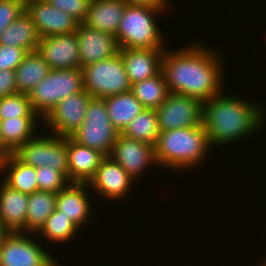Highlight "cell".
Wrapping results in <instances>:
<instances>
[{
	"label": "cell",
	"instance_id": "cell-25",
	"mask_svg": "<svg viewBox=\"0 0 266 266\" xmlns=\"http://www.w3.org/2000/svg\"><path fill=\"white\" fill-rule=\"evenodd\" d=\"M112 125L122 134L132 119L145 108L131 91L104 98Z\"/></svg>",
	"mask_w": 266,
	"mask_h": 266
},
{
	"label": "cell",
	"instance_id": "cell-23",
	"mask_svg": "<svg viewBox=\"0 0 266 266\" xmlns=\"http://www.w3.org/2000/svg\"><path fill=\"white\" fill-rule=\"evenodd\" d=\"M41 122L40 117H14L0 120L3 146L13 154L39 132L37 126L41 125Z\"/></svg>",
	"mask_w": 266,
	"mask_h": 266
},
{
	"label": "cell",
	"instance_id": "cell-19",
	"mask_svg": "<svg viewBox=\"0 0 266 266\" xmlns=\"http://www.w3.org/2000/svg\"><path fill=\"white\" fill-rule=\"evenodd\" d=\"M66 145L69 162L68 180L70 183L88 184L106 156L95 149L80 145L71 137L66 138Z\"/></svg>",
	"mask_w": 266,
	"mask_h": 266
},
{
	"label": "cell",
	"instance_id": "cell-29",
	"mask_svg": "<svg viewBox=\"0 0 266 266\" xmlns=\"http://www.w3.org/2000/svg\"><path fill=\"white\" fill-rule=\"evenodd\" d=\"M79 231L81 230L72 222L71 218L66 217L56 208L36 235H39L37 237L39 239L45 237L44 242L57 243V245L60 242L61 245V243L67 244V242L74 240Z\"/></svg>",
	"mask_w": 266,
	"mask_h": 266
},
{
	"label": "cell",
	"instance_id": "cell-39",
	"mask_svg": "<svg viewBox=\"0 0 266 266\" xmlns=\"http://www.w3.org/2000/svg\"><path fill=\"white\" fill-rule=\"evenodd\" d=\"M9 154H11L4 146L1 139V131H0V161L6 158Z\"/></svg>",
	"mask_w": 266,
	"mask_h": 266
},
{
	"label": "cell",
	"instance_id": "cell-30",
	"mask_svg": "<svg viewBox=\"0 0 266 266\" xmlns=\"http://www.w3.org/2000/svg\"><path fill=\"white\" fill-rule=\"evenodd\" d=\"M159 134L157 114L153 109H144L132 119L122 133L127 138L146 142L152 146L156 145Z\"/></svg>",
	"mask_w": 266,
	"mask_h": 266
},
{
	"label": "cell",
	"instance_id": "cell-2",
	"mask_svg": "<svg viewBox=\"0 0 266 266\" xmlns=\"http://www.w3.org/2000/svg\"><path fill=\"white\" fill-rule=\"evenodd\" d=\"M225 93L223 90L202 104V126L213 150L254 136L266 123L265 106Z\"/></svg>",
	"mask_w": 266,
	"mask_h": 266
},
{
	"label": "cell",
	"instance_id": "cell-31",
	"mask_svg": "<svg viewBox=\"0 0 266 266\" xmlns=\"http://www.w3.org/2000/svg\"><path fill=\"white\" fill-rule=\"evenodd\" d=\"M14 117H39L33 111L27 94L15 93L0 98V120Z\"/></svg>",
	"mask_w": 266,
	"mask_h": 266
},
{
	"label": "cell",
	"instance_id": "cell-12",
	"mask_svg": "<svg viewBox=\"0 0 266 266\" xmlns=\"http://www.w3.org/2000/svg\"><path fill=\"white\" fill-rule=\"evenodd\" d=\"M134 183L137 184L121 165L110 156H106L89 181L88 188L99 194L102 199L116 203V201L122 202L131 194Z\"/></svg>",
	"mask_w": 266,
	"mask_h": 266
},
{
	"label": "cell",
	"instance_id": "cell-13",
	"mask_svg": "<svg viewBox=\"0 0 266 266\" xmlns=\"http://www.w3.org/2000/svg\"><path fill=\"white\" fill-rule=\"evenodd\" d=\"M110 157L121 165L136 182L138 178L144 176L149 167H158L154 146L127 138L122 134H119L114 143Z\"/></svg>",
	"mask_w": 266,
	"mask_h": 266
},
{
	"label": "cell",
	"instance_id": "cell-18",
	"mask_svg": "<svg viewBox=\"0 0 266 266\" xmlns=\"http://www.w3.org/2000/svg\"><path fill=\"white\" fill-rule=\"evenodd\" d=\"M130 83L152 78L162 71L165 49H119Z\"/></svg>",
	"mask_w": 266,
	"mask_h": 266
},
{
	"label": "cell",
	"instance_id": "cell-22",
	"mask_svg": "<svg viewBox=\"0 0 266 266\" xmlns=\"http://www.w3.org/2000/svg\"><path fill=\"white\" fill-rule=\"evenodd\" d=\"M0 178L12 189L30 195L38 191L36 169L9 154L0 161Z\"/></svg>",
	"mask_w": 266,
	"mask_h": 266
},
{
	"label": "cell",
	"instance_id": "cell-34",
	"mask_svg": "<svg viewBox=\"0 0 266 266\" xmlns=\"http://www.w3.org/2000/svg\"><path fill=\"white\" fill-rule=\"evenodd\" d=\"M25 10V0H0V36Z\"/></svg>",
	"mask_w": 266,
	"mask_h": 266
},
{
	"label": "cell",
	"instance_id": "cell-21",
	"mask_svg": "<svg viewBox=\"0 0 266 266\" xmlns=\"http://www.w3.org/2000/svg\"><path fill=\"white\" fill-rule=\"evenodd\" d=\"M126 0H91L87 18L88 27L116 35L127 6Z\"/></svg>",
	"mask_w": 266,
	"mask_h": 266
},
{
	"label": "cell",
	"instance_id": "cell-7",
	"mask_svg": "<svg viewBox=\"0 0 266 266\" xmlns=\"http://www.w3.org/2000/svg\"><path fill=\"white\" fill-rule=\"evenodd\" d=\"M85 90L94 98H106L131 91L120 52L81 68Z\"/></svg>",
	"mask_w": 266,
	"mask_h": 266
},
{
	"label": "cell",
	"instance_id": "cell-40",
	"mask_svg": "<svg viewBox=\"0 0 266 266\" xmlns=\"http://www.w3.org/2000/svg\"><path fill=\"white\" fill-rule=\"evenodd\" d=\"M262 261V262H261ZM260 262L259 264L263 265V266H266V258H264V261L260 259Z\"/></svg>",
	"mask_w": 266,
	"mask_h": 266
},
{
	"label": "cell",
	"instance_id": "cell-11",
	"mask_svg": "<svg viewBox=\"0 0 266 266\" xmlns=\"http://www.w3.org/2000/svg\"><path fill=\"white\" fill-rule=\"evenodd\" d=\"M202 104L196 98L170 92L155 110L160 132L202 125Z\"/></svg>",
	"mask_w": 266,
	"mask_h": 266
},
{
	"label": "cell",
	"instance_id": "cell-24",
	"mask_svg": "<svg viewBox=\"0 0 266 266\" xmlns=\"http://www.w3.org/2000/svg\"><path fill=\"white\" fill-rule=\"evenodd\" d=\"M40 36L31 16L24 10L0 36V45L16 46L27 52L37 51Z\"/></svg>",
	"mask_w": 266,
	"mask_h": 266
},
{
	"label": "cell",
	"instance_id": "cell-16",
	"mask_svg": "<svg viewBox=\"0 0 266 266\" xmlns=\"http://www.w3.org/2000/svg\"><path fill=\"white\" fill-rule=\"evenodd\" d=\"M81 68L119 52L116 36L79 23L76 30Z\"/></svg>",
	"mask_w": 266,
	"mask_h": 266
},
{
	"label": "cell",
	"instance_id": "cell-38",
	"mask_svg": "<svg viewBox=\"0 0 266 266\" xmlns=\"http://www.w3.org/2000/svg\"><path fill=\"white\" fill-rule=\"evenodd\" d=\"M11 231L0 221V250L2 248L3 242L6 238V236L10 233Z\"/></svg>",
	"mask_w": 266,
	"mask_h": 266
},
{
	"label": "cell",
	"instance_id": "cell-26",
	"mask_svg": "<svg viewBox=\"0 0 266 266\" xmlns=\"http://www.w3.org/2000/svg\"><path fill=\"white\" fill-rule=\"evenodd\" d=\"M50 67L38 51L28 52L15 69V82L18 93L29 94L35 85L50 72Z\"/></svg>",
	"mask_w": 266,
	"mask_h": 266
},
{
	"label": "cell",
	"instance_id": "cell-5",
	"mask_svg": "<svg viewBox=\"0 0 266 266\" xmlns=\"http://www.w3.org/2000/svg\"><path fill=\"white\" fill-rule=\"evenodd\" d=\"M83 90L85 88L81 68L50 70L28 96L33 111L43 120L59 102Z\"/></svg>",
	"mask_w": 266,
	"mask_h": 266
},
{
	"label": "cell",
	"instance_id": "cell-8",
	"mask_svg": "<svg viewBox=\"0 0 266 266\" xmlns=\"http://www.w3.org/2000/svg\"><path fill=\"white\" fill-rule=\"evenodd\" d=\"M40 131H42V135ZM40 131L19 147L13 155L22 163L35 169L50 166L68 178L69 162L66 138L53 133L49 134L47 131L44 133L43 130Z\"/></svg>",
	"mask_w": 266,
	"mask_h": 266
},
{
	"label": "cell",
	"instance_id": "cell-17",
	"mask_svg": "<svg viewBox=\"0 0 266 266\" xmlns=\"http://www.w3.org/2000/svg\"><path fill=\"white\" fill-rule=\"evenodd\" d=\"M87 187L89 186L86 183H69L57 193L56 208L66 217H70L80 230L85 224L89 226L87 223L90 224L94 215L92 198L89 197L91 193L87 191L90 190Z\"/></svg>",
	"mask_w": 266,
	"mask_h": 266
},
{
	"label": "cell",
	"instance_id": "cell-1",
	"mask_svg": "<svg viewBox=\"0 0 266 266\" xmlns=\"http://www.w3.org/2000/svg\"><path fill=\"white\" fill-rule=\"evenodd\" d=\"M216 51L214 47L193 41L182 48H166L162 73L169 92L205 102L225 90L226 62L222 61V53Z\"/></svg>",
	"mask_w": 266,
	"mask_h": 266
},
{
	"label": "cell",
	"instance_id": "cell-10",
	"mask_svg": "<svg viewBox=\"0 0 266 266\" xmlns=\"http://www.w3.org/2000/svg\"><path fill=\"white\" fill-rule=\"evenodd\" d=\"M91 98L92 96L83 90L59 102L42 120V126H46L44 131L48 130V133L65 138L71 137L84 122Z\"/></svg>",
	"mask_w": 266,
	"mask_h": 266
},
{
	"label": "cell",
	"instance_id": "cell-20",
	"mask_svg": "<svg viewBox=\"0 0 266 266\" xmlns=\"http://www.w3.org/2000/svg\"><path fill=\"white\" fill-rule=\"evenodd\" d=\"M28 195L12 189L0 178V221L11 232H25Z\"/></svg>",
	"mask_w": 266,
	"mask_h": 266
},
{
	"label": "cell",
	"instance_id": "cell-9",
	"mask_svg": "<svg viewBox=\"0 0 266 266\" xmlns=\"http://www.w3.org/2000/svg\"><path fill=\"white\" fill-rule=\"evenodd\" d=\"M35 235L10 232L0 250V266H57L58 260L43 246L45 243L35 240Z\"/></svg>",
	"mask_w": 266,
	"mask_h": 266
},
{
	"label": "cell",
	"instance_id": "cell-27",
	"mask_svg": "<svg viewBox=\"0 0 266 266\" xmlns=\"http://www.w3.org/2000/svg\"><path fill=\"white\" fill-rule=\"evenodd\" d=\"M57 194L49 191H35L28 195L25 232L37 234L47 218L56 209Z\"/></svg>",
	"mask_w": 266,
	"mask_h": 266
},
{
	"label": "cell",
	"instance_id": "cell-14",
	"mask_svg": "<svg viewBox=\"0 0 266 266\" xmlns=\"http://www.w3.org/2000/svg\"><path fill=\"white\" fill-rule=\"evenodd\" d=\"M25 10L41 38L75 33L79 25L75 18L53 7L47 0H25Z\"/></svg>",
	"mask_w": 266,
	"mask_h": 266
},
{
	"label": "cell",
	"instance_id": "cell-6",
	"mask_svg": "<svg viewBox=\"0 0 266 266\" xmlns=\"http://www.w3.org/2000/svg\"><path fill=\"white\" fill-rule=\"evenodd\" d=\"M119 134L110 121L105 100L92 97L87 106L84 122L71 138L80 145L110 156Z\"/></svg>",
	"mask_w": 266,
	"mask_h": 266
},
{
	"label": "cell",
	"instance_id": "cell-36",
	"mask_svg": "<svg viewBox=\"0 0 266 266\" xmlns=\"http://www.w3.org/2000/svg\"><path fill=\"white\" fill-rule=\"evenodd\" d=\"M18 93L15 70H0V98Z\"/></svg>",
	"mask_w": 266,
	"mask_h": 266
},
{
	"label": "cell",
	"instance_id": "cell-4",
	"mask_svg": "<svg viewBox=\"0 0 266 266\" xmlns=\"http://www.w3.org/2000/svg\"><path fill=\"white\" fill-rule=\"evenodd\" d=\"M161 13L167 11L127 4L115 35L119 49H166V37L157 21Z\"/></svg>",
	"mask_w": 266,
	"mask_h": 266
},
{
	"label": "cell",
	"instance_id": "cell-37",
	"mask_svg": "<svg viewBox=\"0 0 266 266\" xmlns=\"http://www.w3.org/2000/svg\"><path fill=\"white\" fill-rule=\"evenodd\" d=\"M126 1L128 4L150 6L153 8L163 9L166 11L167 10L169 11L171 8L170 4L171 0H126Z\"/></svg>",
	"mask_w": 266,
	"mask_h": 266
},
{
	"label": "cell",
	"instance_id": "cell-15",
	"mask_svg": "<svg viewBox=\"0 0 266 266\" xmlns=\"http://www.w3.org/2000/svg\"><path fill=\"white\" fill-rule=\"evenodd\" d=\"M37 51L51 70L81 68L76 32L40 38Z\"/></svg>",
	"mask_w": 266,
	"mask_h": 266
},
{
	"label": "cell",
	"instance_id": "cell-32",
	"mask_svg": "<svg viewBox=\"0 0 266 266\" xmlns=\"http://www.w3.org/2000/svg\"><path fill=\"white\" fill-rule=\"evenodd\" d=\"M36 179L38 190L56 194L70 183L63 173L50 166L36 168Z\"/></svg>",
	"mask_w": 266,
	"mask_h": 266
},
{
	"label": "cell",
	"instance_id": "cell-28",
	"mask_svg": "<svg viewBox=\"0 0 266 266\" xmlns=\"http://www.w3.org/2000/svg\"><path fill=\"white\" fill-rule=\"evenodd\" d=\"M131 92L145 109L153 110H156L170 93L162 71L152 78L132 84Z\"/></svg>",
	"mask_w": 266,
	"mask_h": 266
},
{
	"label": "cell",
	"instance_id": "cell-33",
	"mask_svg": "<svg viewBox=\"0 0 266 266\" xmlns=\"http://www.w3.org/2000/svg\"><path fill=\"white\" fill-rule=\"evenodd\" d=\"M53 7L71 15L79 23L87 18L91 0H47Z\"/></svg>",
	"mask_w": 266,
	"mask_h": 266
},
{
	"label": "cell",
	"instance_id": "cell-3",
	"mask_svg": "<svg viewBox=\"0 0 266 266\" xmlns=\"http://www.w3.org/2000/svg\"><path fill=\"white\" fill-rule=\"evenodd\" d=\"M211 150L202 125L160 132L154 146L158 168L181 173L202 168Z\"/></svg>",
	"mask_w": 266,
	"mask_h": 266
},
{
	"label": "cell",
	"instance_id": "cell-35",
	"mask_svg": "<svg viewBox=\"0 0 266 266\" xmlns=\"http://www.w3.org/2000/svg\"><path fill=\"white\" fill-rule=\"evenodd\" d=\"M27 53L23 48L0 45V70H15Z\"/></svg>",
	"mask_w": 266,
	"mask_h": 266
}]
</instances>
